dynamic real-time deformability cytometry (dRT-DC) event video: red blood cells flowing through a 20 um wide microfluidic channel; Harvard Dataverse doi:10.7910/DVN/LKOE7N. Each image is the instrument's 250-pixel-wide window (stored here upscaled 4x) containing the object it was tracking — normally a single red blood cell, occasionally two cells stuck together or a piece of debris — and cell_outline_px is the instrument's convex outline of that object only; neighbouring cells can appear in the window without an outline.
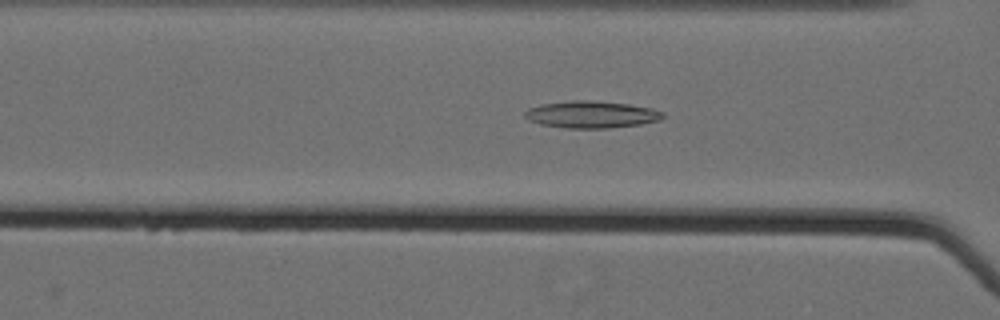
{"species": "Egyptian fruit bat (a non-hibernating species)", "species_latin": "Rousettus aegyptiacus", "temperature_condition": "cold", "stored_images_in_passage": 61, "camera_frame_rate_fps": 3000, "um_per_image_px": 0.085, "animal": {"sex": "female"}, "frame": {"image": 1, "passage_image": 29, "time_ms": 9.333, "image_size_px": [1000, 320], "cell_outline_px": [[664, 116], [660, 120], [640, 124], [608, 128], [564, 128], [540, 124], [528, 120], [524, 116], [524, 112], [528, 108], [540, 104], [572, 100], [588, 100], [628, 104], [652, 108], [664, 112]], "centroid_in_image_um": [50.24, 9.73], "position_along_channel_um": 116.4, "area_um2": 21.79}}
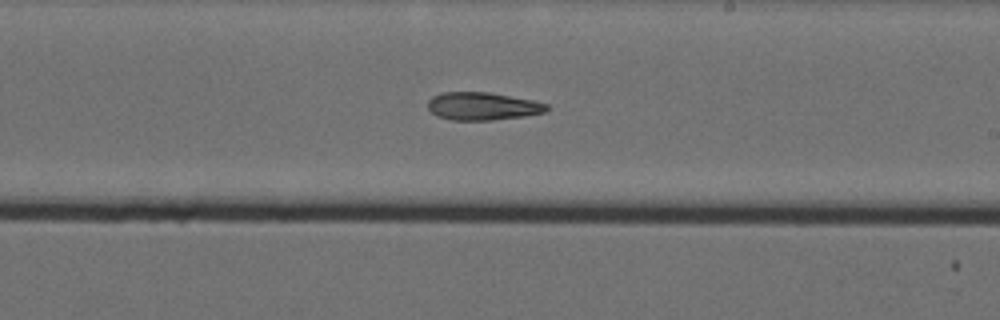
{"frame": {"image": 2, "passage_image": 40, "time_ms": 13.0, "image_size_px": [1000, 320], "cell_outline_px": [[548, 112], [524, 116], [492, 120], [452, 120], [436, 116], [428, 108], [428, 100], [432, 96], [440, 92], [488, 92], [536, 100], [548, 104]], "centroid_in_image_um": [41.04, 9.02], "position_along_channel_um": 248.0, "area_um2": 19.54}}
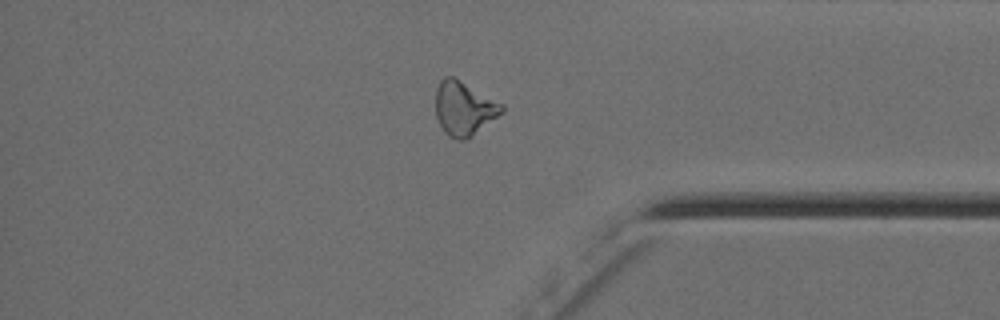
{"frame": {"image": 3, "passage_image": 53, "time_ms": 17.333, "image_size_px": [1000, 320], "cell_outline_px": [[504, 112], [472, 136], [464, 140], [456, 140], [448, 136], [444, 132], [436, 116], [436, 88], [440, 80], [444, 76], [452, 76], [460, 80], [504, 104]], "centroid_in_image_um": [39.44, 9.22], "position_along_channel_um": 395.8, "area_um2": 20.92}}